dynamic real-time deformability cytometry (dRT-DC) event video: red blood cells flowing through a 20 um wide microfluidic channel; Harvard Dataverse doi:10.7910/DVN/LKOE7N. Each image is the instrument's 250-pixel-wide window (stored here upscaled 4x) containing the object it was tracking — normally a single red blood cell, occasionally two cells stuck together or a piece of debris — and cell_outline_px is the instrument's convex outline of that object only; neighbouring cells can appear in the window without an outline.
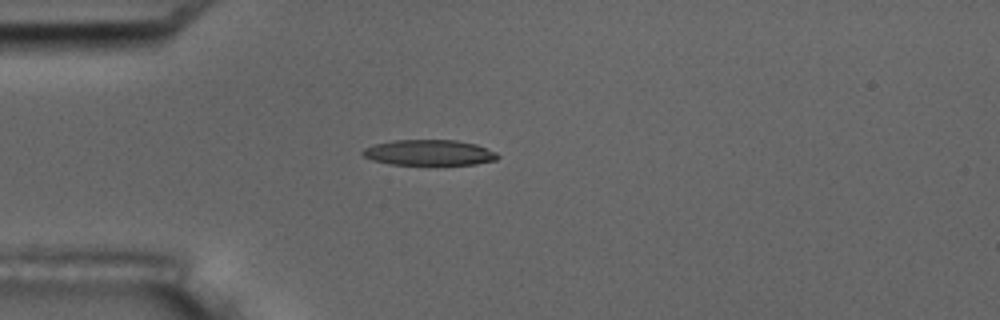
{"species": "common noctule bat (a hibernating species)", "species_latin": "Nyctalus noctula", "temperature_condition": "room temperature", "stored_images_in_passage": 1, "camera_frame_rate_fps": 3000, "um_per_image_px": 0.085, "animal": {"sex": "male", "body_mass_g": 17.5, "forearm_length_mm": 52.3}, "frame": {"image": 1, "passage_image": 1, "time_ms": 0.0, "image_size_px": [1000, 320], "cell_outline_px": [[500, 156], [496, 160], [476, 164], [388, 164], [372, 160], [364, 156], [360, 152], [364, 148], [376, 144], [396, 140], [456, 140], [476, 144], [496, 152]], "centroid_in_image_um": [36.48, 12.97], "position_along_channel_um": 48.5, "area_um2": 20.0}}